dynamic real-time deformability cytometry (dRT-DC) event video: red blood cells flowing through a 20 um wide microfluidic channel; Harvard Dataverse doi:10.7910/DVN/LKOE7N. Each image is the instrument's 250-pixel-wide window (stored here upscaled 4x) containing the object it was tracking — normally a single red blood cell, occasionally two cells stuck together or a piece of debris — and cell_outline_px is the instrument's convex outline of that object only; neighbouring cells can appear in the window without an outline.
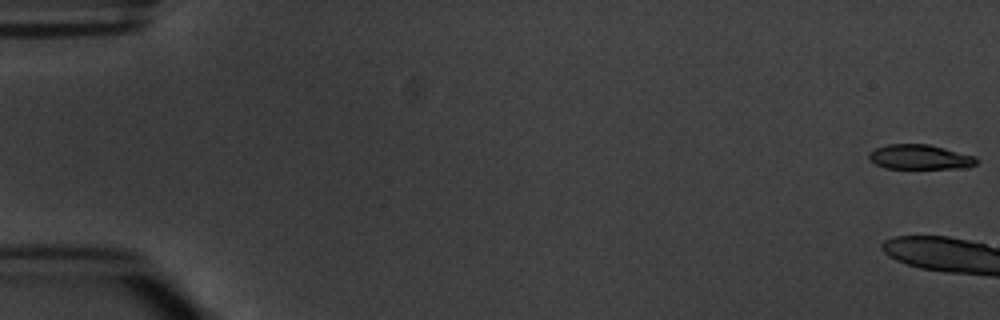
{"species": "common noctule bat (a hibernating species)", "species_latin": "Nyctalus noctula", "temperature_condition": "warm", "stored_images_in_passage": 4, "camera_frame_rate_fps": 3000, "um_per_image_px": 0.085, "animal": {"sex": "male", "body_mass_g": 20.1, "forearm_length_mm": 53.5}, "frame": {"image": 1, "passage_image": 1, "time_ms": 0.0, "image_size_px": [1000, 320], "cell_outline_px": [[980, 160], [976, 164], [968, 168], [884, 168], [876, 164], [868, 156], [876, 148], [888, 144], [928, 144], [976, 156]], "centroid_in_image_um": [78.26, 13.35], "position_along_channel_um": 6.7, "area_um2": 15.43}}